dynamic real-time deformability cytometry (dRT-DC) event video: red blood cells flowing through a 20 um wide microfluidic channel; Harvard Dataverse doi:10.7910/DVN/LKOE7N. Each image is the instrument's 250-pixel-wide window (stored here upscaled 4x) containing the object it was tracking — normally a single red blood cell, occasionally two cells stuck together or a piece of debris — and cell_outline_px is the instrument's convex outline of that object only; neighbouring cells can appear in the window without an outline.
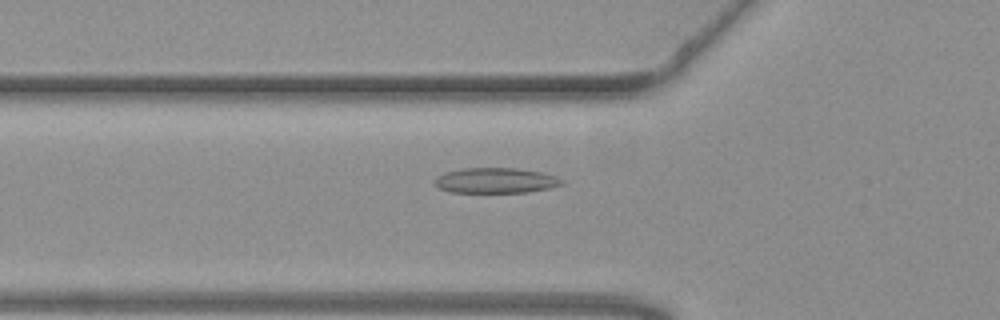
{"species": "common noctule bat (a hibernating species)", "species_latin": "Nyctalus noctula", "temperature_condition": "warm", "stored_images_in_passage": 28, "camera_frame_rate_fps": 3000, "um_per_image_px": 0.085, "animal": {"sex": "female", "body_mass_g": 19.3, "forearm_length_mm": 54.1}, "frame": {"image": 1, "passage_image": 19, "time_ms": 6.0, "image_size_px": [1000, 320], "cell_outline_px": [[564, 184], [552, 188], [528, 192], [448, 192], [440, 188], [436, 184], [436, 176], [444, 172], [464, 168], [516, 168], [544, 172], [556, 176], [564, 180]], "centroid_in_image_um": [42.19, 15.34], "position_along_channel_um": 83.6, "area_um2": 18.9}}
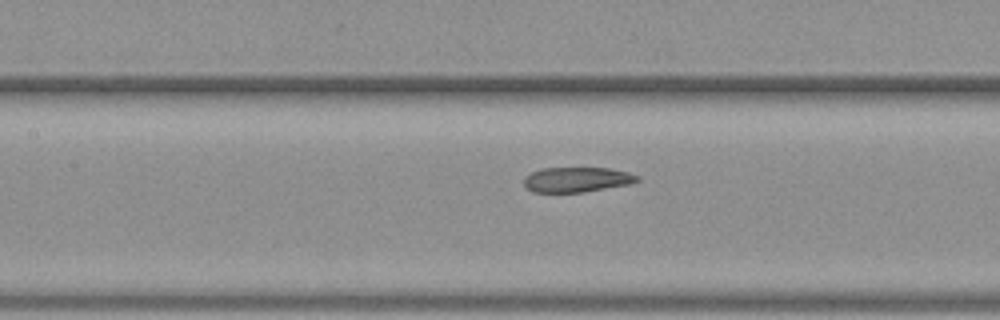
{"frame": {"image": 2, "passage_image": 25, "time_ms": 8.0, "image_size_px": [1000, 320], "cell_outline_px": [[640, 180], [632, 184], [584, 192], [532, 192], [524, 184], [524, 176], [532, 172], [544, 168], [608, 168], [628, 172], [640, 176]], "centroid_in_image_um": [49.07, 15.27], "position_along_channel_um": 158.3, "area_um2": 16.59}}
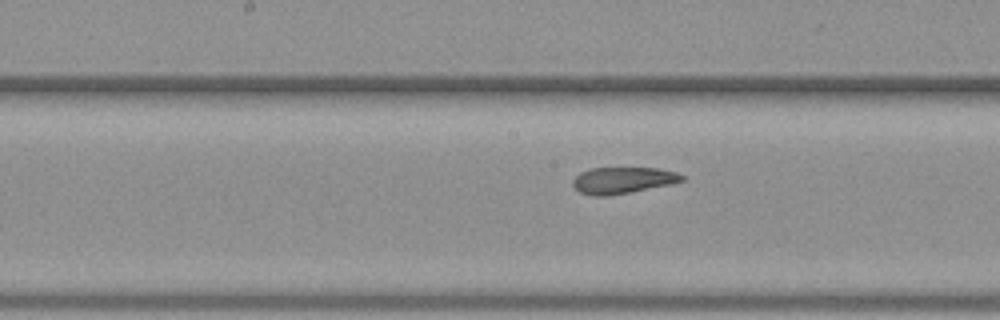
{"frame": {"image": 3, "passage_image": 28, "time_ms": 9.0, "image_size_px": [1000, 320], "cell_outline_px": [[684, 180], [668, 184], [628, 192], [604, 196], [592, 196], [580, 192], [572, 184], [572, 180], [580, 172], [588, 168], [656, 168], [676, 172], [684, 176]], "centroid_in_image_um": [52.88, 15.31], "position_along_channel_um": 195.3, "area_um2": 16.53}}